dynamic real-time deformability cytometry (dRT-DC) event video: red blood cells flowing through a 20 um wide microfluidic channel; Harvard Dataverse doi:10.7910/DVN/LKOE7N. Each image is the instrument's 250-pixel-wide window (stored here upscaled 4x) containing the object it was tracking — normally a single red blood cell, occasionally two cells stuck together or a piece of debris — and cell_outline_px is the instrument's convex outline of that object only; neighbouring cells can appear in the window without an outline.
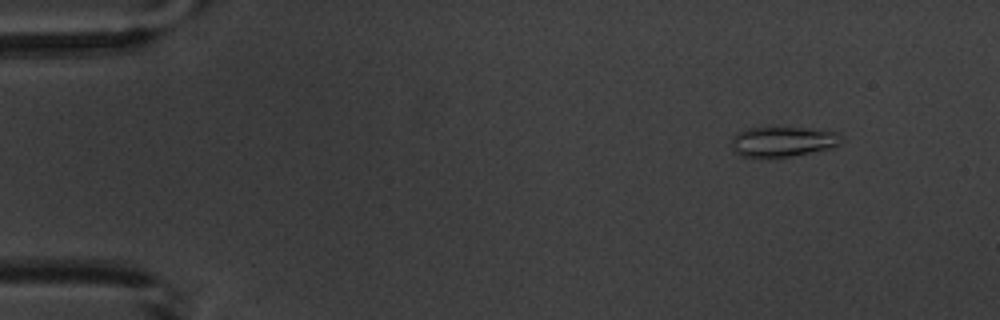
{"species": "common noctule bat (a hibernating species)", "species_latin": "Nyctalus noctula", "temperature_condition": "warm", "stored_images_in_passage": 5, "camera_frame_rate_fps": 3000, "um_per_image_px": 0.085, "animal": {"sex": "male", "body_mass_g": 20.1, "forearm_length_mm": 53.5}, "frame": {"image": 1, "passage_image": 2, "time_ms": 1.333, "image_size_px": [1000, 320], "cell_outline_px": [[844, 140], [832, 148], [792, 156], [740, 156], [732, 148], [732, 140], [736, 132], [748, 128], [820, 128], [836, 132], [844, 136]], "centroid_in_image_um": [66.61, 12.01], "position_along_channel_um": 18.4, "area_um2": 19.25}}